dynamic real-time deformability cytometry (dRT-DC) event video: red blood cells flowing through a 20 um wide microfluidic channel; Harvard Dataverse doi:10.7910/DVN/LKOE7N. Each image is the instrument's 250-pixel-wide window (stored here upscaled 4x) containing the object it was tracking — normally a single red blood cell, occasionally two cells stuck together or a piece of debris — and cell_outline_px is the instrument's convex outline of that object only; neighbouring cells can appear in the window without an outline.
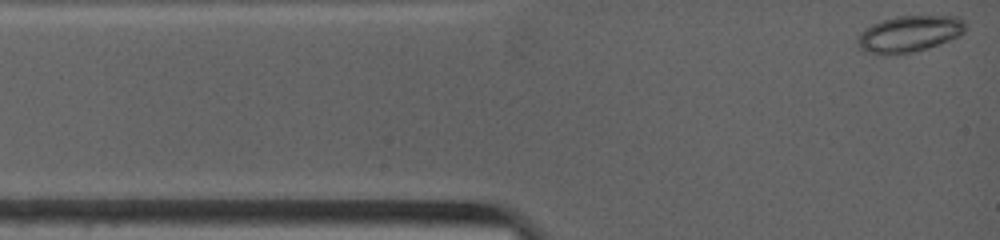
{"species": "common noctule bat (a hibernating species)", "species_latin": "Nyctalus noctula", "temperature_condition": "warm", "stored_images_in_passage": 29, "camera_frame_rate_fps": 4500, "um_per_image_px": 0.085, "animal": {"sex": "female", "body_mass_g": 19.0, "forearm_length_mm": 53.3}, "frame": {"image": 1, "passage_image": 1, "time_ms": 0.0, "image_size_px": [1000, 240], "cell_outline_px": [[964, 32], [960, 36], [928, 48], [896, 56], [864, 52], [856, 44], [856, 40], [860, 32], [864, 28], [872, 24], [896, 16], [960, 16], [964, 20]], "centroid_in_image_um": [77.26, 2.89], "position_along_channel_um": 7.7, "area_um2": 23.18}}
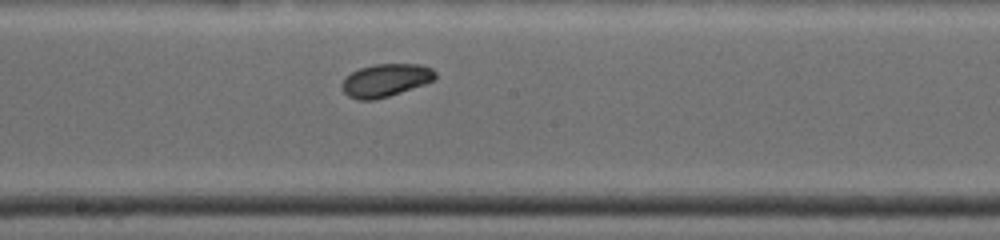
{"frame": {"image": 2, "passage_image": 15, "time_ms": 6.444, "image_size_px": [1000, 240], "cell_outline_px": [[436, 76], [432, 80], [424, 84], [388, 96], [372, 100], [356, 100], [348, 96], [340, 88], [340, 84], [352, 72], [360, 68], [376, 64], [420, 64], [432, 68], [436, 72]], "centroid_in_image_um": [32.75, 6.82], "position_along_channel_um": 215.4, "area_um2": 17.74}}
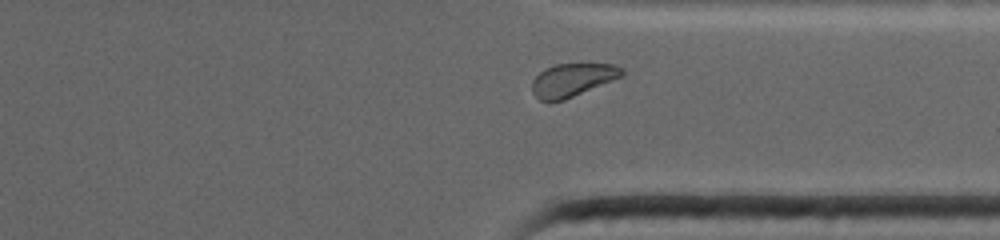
{"frame": {"image": 3, "passage_image": 24, "time_ms": 10.222, "image_size_px": [1000, 240], "cell_outline_px": [[624, 76], [564, 100], [540, 100], [532, 92], [532, 80], [544, 68], [556, 64], [616, 64], [624, 68]], "centroid_in_image_um": [48.69, 6.77], "position_along_channel_um": 362.7, "area_um2": 17.34}, "authors_computed_cell_mechanics": {"area_um2": 18.2648, "velocity_mm_per_s": 3.8877, "shape_relaxation_time_tau1_ms": 2.0631, "shape_relaxation_time_tau2_ms": null, "deformation_change_tau1": 0.0979, "deformation_change_tau2": null}}